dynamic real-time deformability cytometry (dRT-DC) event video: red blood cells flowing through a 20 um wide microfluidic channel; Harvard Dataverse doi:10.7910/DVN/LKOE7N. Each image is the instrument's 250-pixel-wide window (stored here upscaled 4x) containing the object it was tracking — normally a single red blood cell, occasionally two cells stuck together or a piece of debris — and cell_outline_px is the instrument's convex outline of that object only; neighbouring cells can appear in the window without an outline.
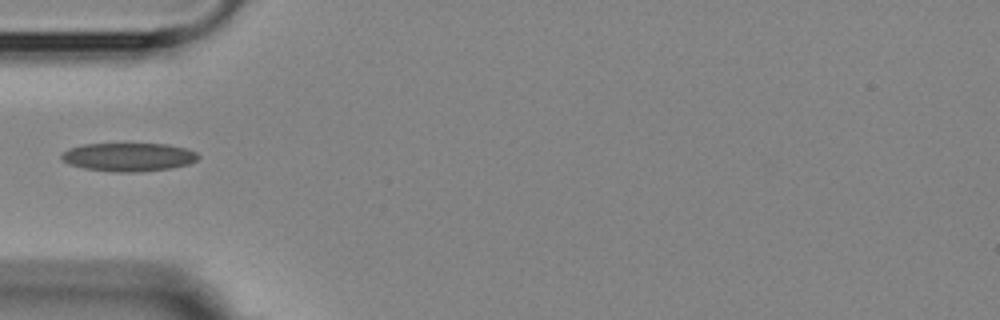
{"species": "Egyptian fruit bat (a non-hibernating species)", "species_latin": "Rousettus aegyptiacus", "temperature_condition": "room temperature", "stored_images_in_passage": 4, "camera_frame_rate_fps": 3000, "um_per_image_px": 0.085, "animal": {"sex": "female"}, "frame": {"image": 1, "passage_image": 4, "time_ms": 3.667, "image_size_px": [1000, 320], "cell_outline_px": [[200, 156], [196, 160], [188, 164], [172, 168], [140, 172], [116, 172], [84, 168], [68, 164], [60, 156], [68, 148], [84, 144], [168, 144], [184, 148], [196, 152]], "centroid_in_image_um": [10.93, 13.35], "position_along_channel_um": 74.1, "area_um2": 22.6}}